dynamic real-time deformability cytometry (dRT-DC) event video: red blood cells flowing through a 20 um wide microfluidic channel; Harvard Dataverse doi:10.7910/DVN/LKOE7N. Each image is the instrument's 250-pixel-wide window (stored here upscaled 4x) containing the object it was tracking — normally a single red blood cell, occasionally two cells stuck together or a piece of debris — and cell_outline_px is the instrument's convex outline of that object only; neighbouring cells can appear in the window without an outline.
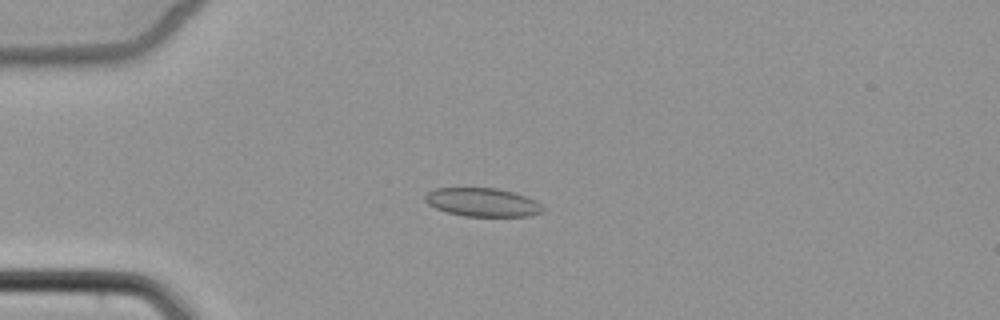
{"species": "common noctule bat (a hibernating species)", "species_latin": "Nyctalus noctula", "temperature_condition": "cold", "stored_images_in_passage": 5, "camera_frame_rate_fps": 3000, "um_per_image_px": 0.085, "animal": {"sex": "female", "body_mass_g": 22.7, "forearm_length_mm": 54.2}, "frame": {"image": 1, "passage_image": 5, "time_ms": 4.667, "image_size_px": [1000, 320], "cell_outline_px": [[544, 212], [528, 216], [464, 216], [448, 212], [436, 208], [428, 204], [424, 200], [424, 196], [428, 192], [436, 188], [496, 188], [512, 192], [536, 200], [544, 208]], "centroid_in_image_um": [41.01, 17.19], "position_along_channel_um": 44.0, "area_um2": 19.48}}